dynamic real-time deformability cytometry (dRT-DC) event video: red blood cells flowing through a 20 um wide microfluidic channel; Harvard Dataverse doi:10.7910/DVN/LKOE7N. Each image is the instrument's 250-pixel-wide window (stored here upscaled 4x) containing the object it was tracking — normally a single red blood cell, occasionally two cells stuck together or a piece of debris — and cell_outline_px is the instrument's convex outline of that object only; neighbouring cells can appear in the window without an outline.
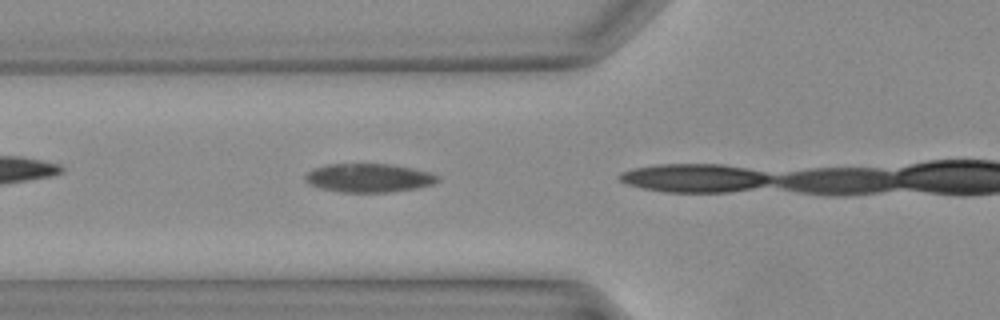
{"species": "Egyptian fruit bat (a non-hibernating species)", "species_latin": "Rousettus aegyptiacus", "temperature_condition": "warm", "stored_images_in_passage": 6, "camera_frame_rate_fps": 3000, "um_per_image_px": 0.085, "animal": {"sex": "female"}, "frame": {"image": 1, "passage_image": 5, "time_ms": 1.333, "image_size_px": [1000, 320], "cell_outline_px": [[440, 180], [432, 184], [412, 188], [384, 192], [344, 192], [324, 188], [312, 184], [304, 180], [304, 176], [308, 172], [316, 168], [328, 164], [388, 164], [412, 168], [432, 172], [440, 176]], "centroid_in_image_um": [31.39, 15.1], "position_along_channel_um": 94.4, "area_um2": 21.68}}